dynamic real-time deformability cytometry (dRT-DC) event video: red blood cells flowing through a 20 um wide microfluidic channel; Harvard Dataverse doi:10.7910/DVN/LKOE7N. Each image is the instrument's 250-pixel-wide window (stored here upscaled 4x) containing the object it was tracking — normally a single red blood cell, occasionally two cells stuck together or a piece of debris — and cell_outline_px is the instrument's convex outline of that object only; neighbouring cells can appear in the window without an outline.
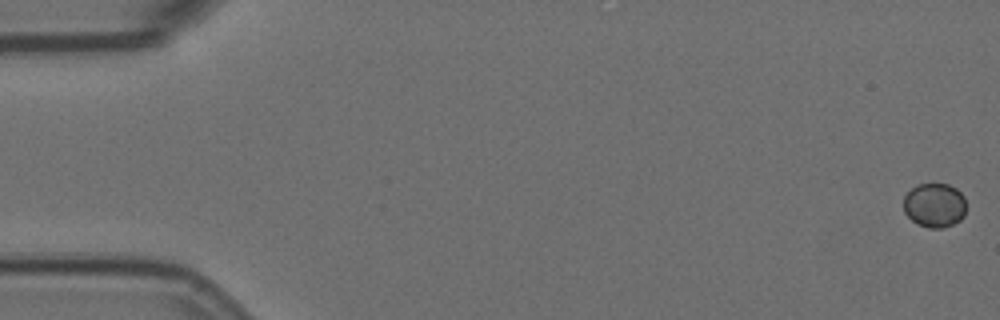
{"species": "Egyptian fruit bat (a non-hibernating species)", "species_latin": "Rousettus aegyptiacus", "temperature_condition": "room temperature", "stored_images_in_passage": 6, "camera_frame_rate_fps": 3000, "um_per_image_px": 0.085, "animal": {"sex": "female"}, "frame": {"image": 1, "passage_image": 1, "time_ms": 0.0, "image_size_px": [1000, 320], "cell_outline_px": [[964, 216], [960, 220], [944, 228], [928, 228], [916, 224], [904, 212], [904, 196], [916, 184], [948, 184], [956, 188], [964, 196]], "centroid_in_image_um": [79.42, 17.45], "position_along_channel_um": 5.6, "area_um2": 16.18}}
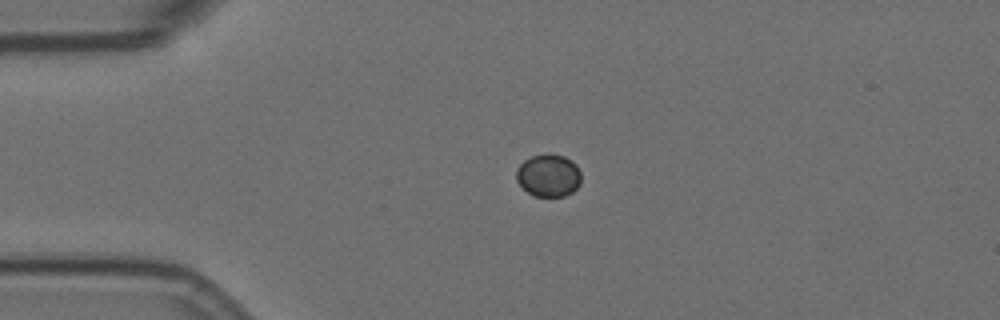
{"frame": {"image": 2, "passage_image": 5, "time_ms": 1.333, "image_size_px": [1000, 320], "cell_outline_px": [[580, 184], [572, 192], [564, 196], [532, 196], [516, 180], [516, 168], [524, 160], [532, 156], [548, 152], [564, 156], [572, 160], [576, 164], [580, 172]], "centroid_in_image_um": [46.62, 14.89], "position_along_channel_um": 38.4, "area_um2": 16.24}}